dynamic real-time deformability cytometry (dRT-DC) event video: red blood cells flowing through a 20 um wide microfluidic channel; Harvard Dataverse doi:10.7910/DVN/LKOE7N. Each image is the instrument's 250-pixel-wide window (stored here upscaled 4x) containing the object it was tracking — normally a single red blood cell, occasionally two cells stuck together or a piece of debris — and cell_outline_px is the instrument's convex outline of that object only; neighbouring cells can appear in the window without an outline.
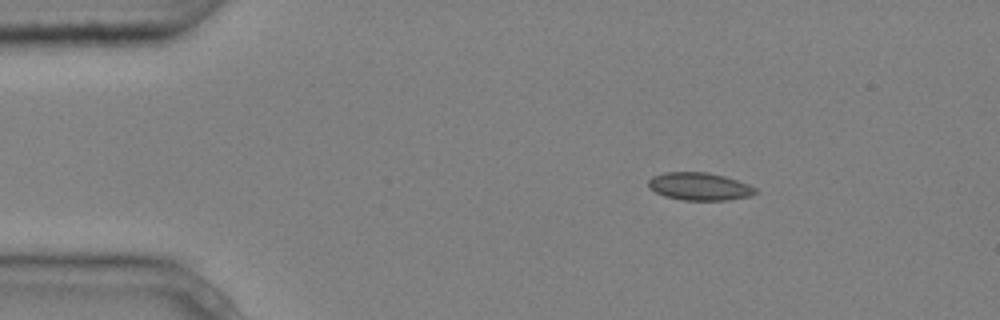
{"species": "common noctule bat (a hibernating species)", "species_latin": "Nyctalus noctula", "temperature_condition": "cold", "stored_images_in_passage": 3, "camera_frame_rate_fps": 3000, "um_per_image_px": 0.085, "animal": {"sex": "male", "body_mass_g": 20.4}, "frame": {"image": 1, "passage_image": 1, "time_ms": 0.0, "image_size_px": [1000, 320], "cell_outline_px": [[760, 192], [748, 196], [728, 200], [684, 200], [664, 196], [648, 188], [648, 180], [652, 176], [664, 172], [708, 172], [724, 176], [748, 184], [756, 188]], "centroid_in_image_um": [59.44, 15.84], "position_along_channel_um": 25.6, "area_um2": 17.34}}